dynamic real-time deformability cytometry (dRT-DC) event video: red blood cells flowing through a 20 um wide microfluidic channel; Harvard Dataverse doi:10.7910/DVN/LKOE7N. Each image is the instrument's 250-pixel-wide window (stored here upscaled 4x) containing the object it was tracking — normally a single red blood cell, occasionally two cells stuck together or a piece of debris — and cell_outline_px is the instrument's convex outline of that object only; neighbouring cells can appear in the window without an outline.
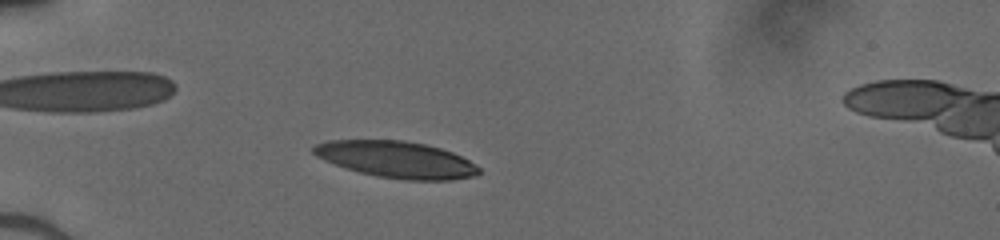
{"species": "human", "species_latin": "Homo sapiens", "temperature_condition": "cold", "stored_images_in_passage": 44, "camera_frame_rate_fps": 3000, "um_per_image_px": 0.085, "donor": {"sex": "male"}, "frame": {"image": 1, "passage_image": 9, "time_ms": 2.667, "image_size_px": [1000, 240], "cell_outline_px": [[480, 172], [476, 176], [452, 180], [404, 180], [380, 176], [360, 172], [324, 160], [316, 156], [312, 152], [312, 148], [316, 144], [328, 140], [404, 140], [424, 144], [440, 148], [452, 152], [468, 160], [480, 168]], "centroid_in_image_um": [33.71, 13.56], "position_along_channel_um": 51.3, "area_um2": 35.03}}
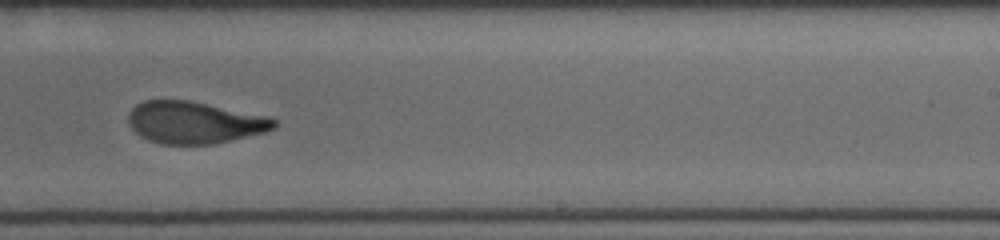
{"frame": {"image": 2, "passage_image": 27, "time_ms": 8.667, "image_size_px": [1000, 240], "cell_outline_px": [[276, 128], [264, 132], [216, 144], [160, 144], [148, 140], [140, 136], [128, 124], [128, 116], [132, 108], [136, 104], [144, 100], [192, 100], [272, 116], [276, 120]], "centroid_in_image_um": [16.56, 10.4], "position_along_channel_um": 272.4, "area_um2": 36.24}}
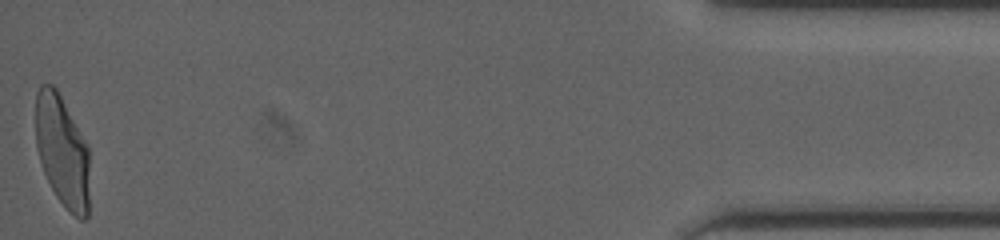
{"frame": {"image": 3, "passage_image": 44, "time_ms": 14.333, "image_size_px": [1000, 240], "cell_outline_px": [[88, 216], [84, 220], [80, 220], [56, 196], [44, 172], [36, 148], [36, 92], [40, 84], [52, 84], [56, 88], [88, 144]], "centroid_in_image_um": [5.28, 12.8], "position_along_channel_um": 429.9, "area_um2": 34.8}}